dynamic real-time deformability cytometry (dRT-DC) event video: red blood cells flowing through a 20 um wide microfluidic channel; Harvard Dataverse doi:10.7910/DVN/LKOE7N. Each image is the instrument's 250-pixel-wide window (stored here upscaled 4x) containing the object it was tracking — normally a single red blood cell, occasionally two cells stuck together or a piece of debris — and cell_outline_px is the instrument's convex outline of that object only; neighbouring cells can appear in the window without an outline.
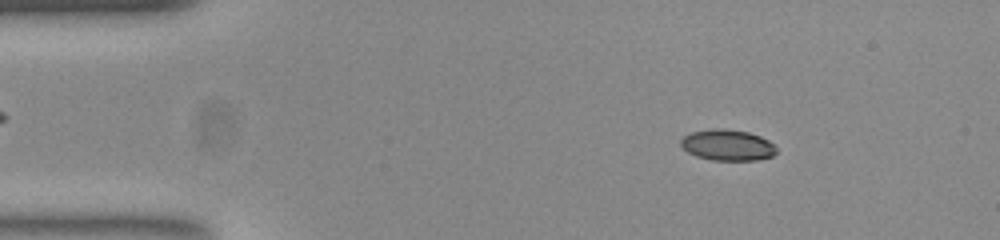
{"species": "common noctule bat (a hibernating species)", "species_latin": "Nyctalus noctula", "temperature_condition": "room temperature", "stored_images_in_passage": 54, "camera_frame_rate_fps": 3000, "um_per_image_px": 0.085, "animal": {"sex": "female", "body_mass_g": 23.0, "forearm_length_mm": 53.4}, "frame": {"image": 1, "passage_image": 7, "time_ms": 2.0, "image_size_px": [1000, 240], "cell_outline_px": [[776, 152], [772, 156], [756, 160], [712, 160], [696, 156], [688, 152], [680, 144], [680, 140], [684, 136], [692, 132], [712, 128], [724, 128], [748, 132], [760, 136], [768, 140], [776, 148]], "centroid_in_image_um": [61.82, 12.32], "position_along_channel_um": 23.2, "area_um2": 17.22}}
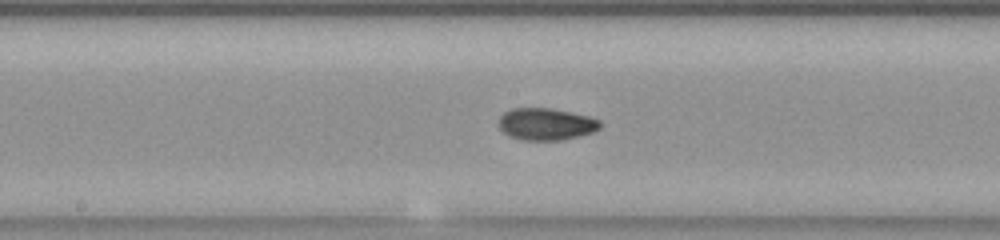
{"frame": {"image": 2, "passage_image": 27, "time_ms": 8.667, "image_size_px": [1000, 240], "cell_outline_px": [[600, 128], [592, 132], [580, 136], [560, 140], [524, 140], [508, 136], [500, 128], [500, 116], [504, 112], [512, 108], [552, 108], [572, 112], [588, 116], [600, 120]], "centroid_in_image_um": [46.42, 10.54], "position_along_channel_um": 201.8, "area_um2": 18.9}}
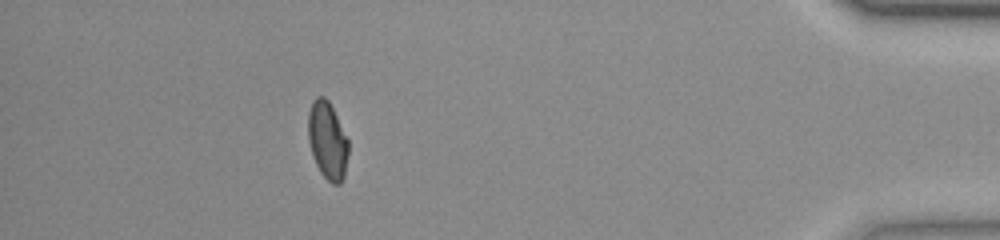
{"frame": {"image": 3, "passage_image": 48, "time_ms": 15.667, "image_size_px": [1000, 240], "cell_outline_px": [[348, 152], [344, 176], [340, 184], [332, 184], [320, 172], [312, 156], [308, 140], [308, 112], [312, 100], [316, 96], [324, 96], [328, 100], [348, 140]], "centroid_in_image_um": [27.81, 11.93], "position_along_channel_um": 407.4, "area_um2": 18.15}, "authors_computed_cell_mechanics": {"area_um2": 18.1492, "velocity_mm_per_s": 3.7514, "shape_relaxation_time_tau1_ms": 7.3546, "shape_relaxation_time_tau2_ms": 1.8996, "deformation_change_tau1": 0.1585, "deformation_change_tau2": 0.0546}}